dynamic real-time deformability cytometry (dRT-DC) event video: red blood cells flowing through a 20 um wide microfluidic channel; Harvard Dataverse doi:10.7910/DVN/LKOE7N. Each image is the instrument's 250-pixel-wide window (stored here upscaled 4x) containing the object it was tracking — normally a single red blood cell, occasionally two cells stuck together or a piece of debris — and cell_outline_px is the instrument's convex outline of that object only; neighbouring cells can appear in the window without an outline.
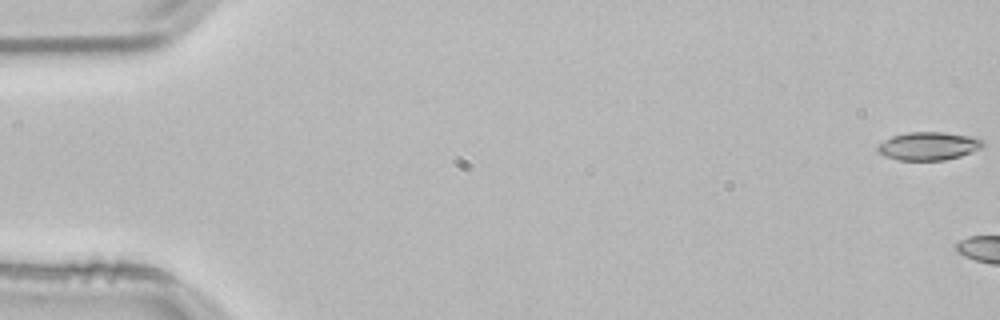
{"species": "common noctule bat (a hibernating species)", "species_latin": "Nyctalus noctula", "temperature_condition": "room temperature", "stored_images_in_passage": 5, "camera_frame_rate_fps": 3000, "um_per_image_px": 0.085, "animal": {"sex": "male", "body_mass_g": 21.5, "forearm_length_mm": 52.0}, "frame": {"image": 1, "passage_image": 1, "time_ms": 0.0, "image_size_px": [1000, 320], "cell_outline_px": [[984, 148], [960, 156], [944, 160], [896, 160], [884, 156], [876, 152], [876, 144], [892, 136], [908, 132], [944, 132], [980, 136], [984, 140]], "centroid_in_image_um": [78.96, 12.4], "position_along_channel_um": 6.0, "area_um2": 17.86}}